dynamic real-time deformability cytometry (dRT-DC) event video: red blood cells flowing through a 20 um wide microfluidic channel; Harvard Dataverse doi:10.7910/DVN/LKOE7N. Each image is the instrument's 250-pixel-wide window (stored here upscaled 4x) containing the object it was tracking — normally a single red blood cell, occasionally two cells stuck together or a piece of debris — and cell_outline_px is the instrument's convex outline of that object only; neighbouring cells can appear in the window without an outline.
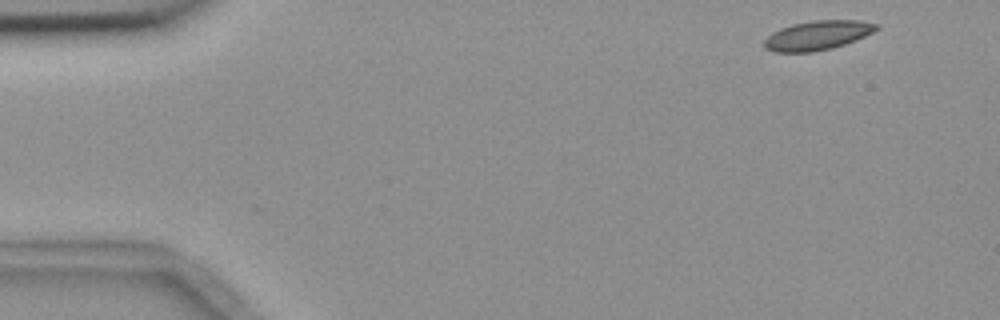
{"species": "common noctule bat (a hibernating species)", "species_latin": "Nyctalus noctula", "temperature_condition": "room temperature", "stored_images_in_passage": 5, "camera_frame_rate_fps": 3000, "um_per_image_px": 0.085, "animal": {"sex": "female", "body_mass_g": 18.4}, "frame": {"image": 1, "passage_image": 1, "time_ms": 0.0, "image_size_px": [1000, 320], "cell_outline_px": [[880, 28], [856, 40], [832, 48], [812, 52], [776, 52], [764, 48], [764, 40], [772, 32], [780, 28], [792, 24], [812, 20], [860, 20], [880, 24]], "centroid_in_image_um": [69.5, 2.99], "position_along_channel_um": 15.5, "area_um2": 19.25}}
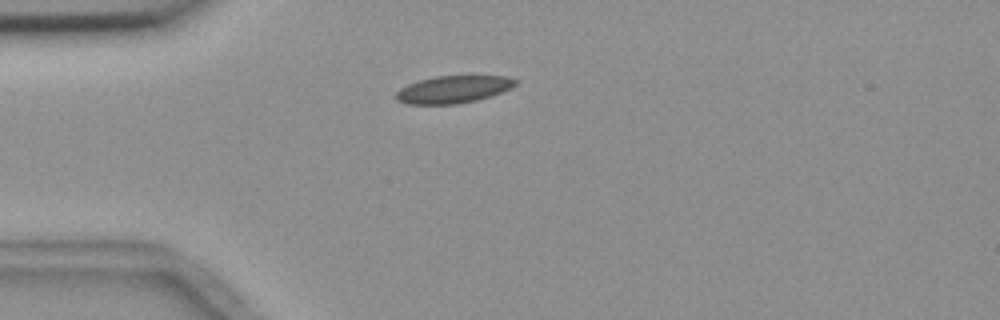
{"frame": {"image": 2, "passage_image": 4, "time_ms": 3.333, "image_size_px": [1000, 320], "cell_outline_px": [[520, 80], [516, 84], [500, 92], [476, 100], [456, 104], [408, 104], [396, 100], [396, 92], [400, 88], [408, 84], [420, 80], [436, 76], [508, 76]], "centroid_in_image_um": [38.51, 7.59], "position_along_channel_um": 46.5, "area_um2": 18.84}}
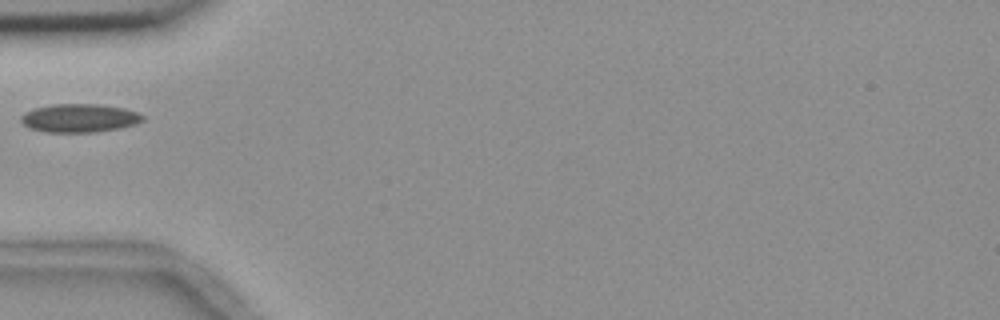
{"frame": {"image": 3, "passage_image": 5, "time_ms": 4.667, "image_size_px": [1000, 320], "cell_outline_px": [[144, 120], [136, 124], [120, 128], [96, 132], [48, 132], [32, 128], [24, 124], [20, 120], [20, 116], [24, 112], [36, 108], [52, 104], [100, 104], [124, 108], [140, 112], [144, 116]], "centroid_in_image_um": [6.8, 10.03], "position_along_channel_um": 78.2, "area_um2": 20.23}}